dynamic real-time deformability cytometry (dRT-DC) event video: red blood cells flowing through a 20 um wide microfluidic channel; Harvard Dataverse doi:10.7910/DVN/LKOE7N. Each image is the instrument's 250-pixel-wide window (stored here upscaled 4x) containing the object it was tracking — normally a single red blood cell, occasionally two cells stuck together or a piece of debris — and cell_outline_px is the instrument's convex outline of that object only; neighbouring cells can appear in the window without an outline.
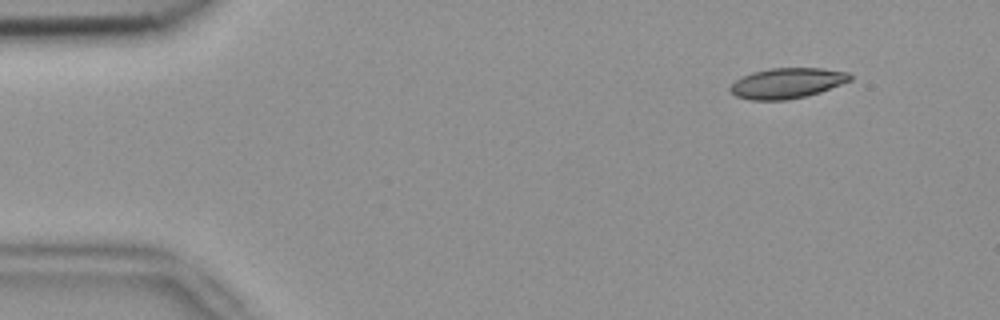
{"species": "common noctule bat (a hibernating species)", "species_latin": "Nyctalus noctula", "temperature_condition": "room temperature", "stored_images_in_passage": 4, "camera_frame_rate_fps": 3000, "um_per_image_px": 0.085, "animal": {"sex": "female", "body_mass_g": 18.4}, "frame": {"image": 1, "passage_image": 1, "time_ms": 0.0, "image_size_px": [1000, 320], "cell_outline_px": [[852, 80], [820, 92], [788, 100], [752, 100], [736, 96], [728, 88], [736, 80], [752, 72], [768, 68], [820, 68], [848, 72], [852, 76]], "centroid_in_image_um": [66.91, 7.06], "position_along_channel_um": 18.1, "area_um2": 21.15}}
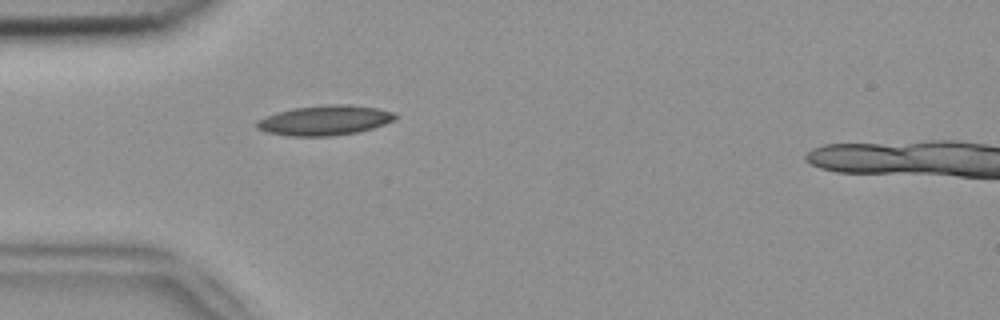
{"frame": {"image": 2, "passage_image": 4, "time_ms": 1.0, "image_size_px": [1000, 320], "cell_outline_px": [[400, 116], [384, 124], [360, 132], [332, 136], [288, 136], [268, 132], [256, 128], [256, 120], [292, 108], [332, 104], [348, 104], [376, 108], [392, 112]], "centroid_in_image_um": [27.62, 10.23], "position_along_channel_um": 57.4, "area_um2": 23.99}}